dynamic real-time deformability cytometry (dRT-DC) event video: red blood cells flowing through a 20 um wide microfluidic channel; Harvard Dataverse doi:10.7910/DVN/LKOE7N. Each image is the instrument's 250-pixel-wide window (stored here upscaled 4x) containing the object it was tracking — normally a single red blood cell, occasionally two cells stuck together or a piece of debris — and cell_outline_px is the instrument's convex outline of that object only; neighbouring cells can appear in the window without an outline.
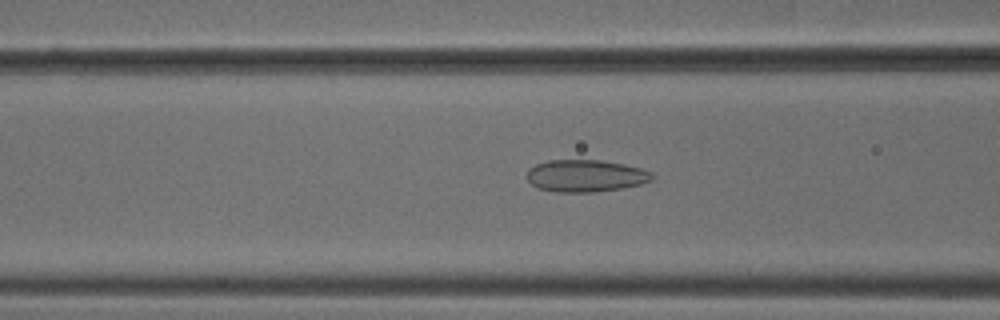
{"species": "common noctule bat (a hibernating species)", "species_latin": "Nyctalus noctula", "temperature_condition": "cold", "stored_images_in_passage": 53, "camera_frame_rate_fps": 3000, "um_per_image_px": 0.085, "animal": {"sex": "male", "body_mass_g": 18.8}, "frame": {"image": 1, "passage_image": 21, "time_ms": 6.667, "image_size_px": [1000, 320], "cell_outline_px": [[656, 176], [652, 180], [640, 184], [620, 188], [592, 192], [556, 192], [536, 188], [524, 176], [528, 168], [536, 164], [548, 160], [600, 160], [624, 164], [640, 168], [652, 172]], "centroid_in_image_um": [49.74, 14.94], "position_along_channel_um": 116.9, "area_um2": 23.64}}
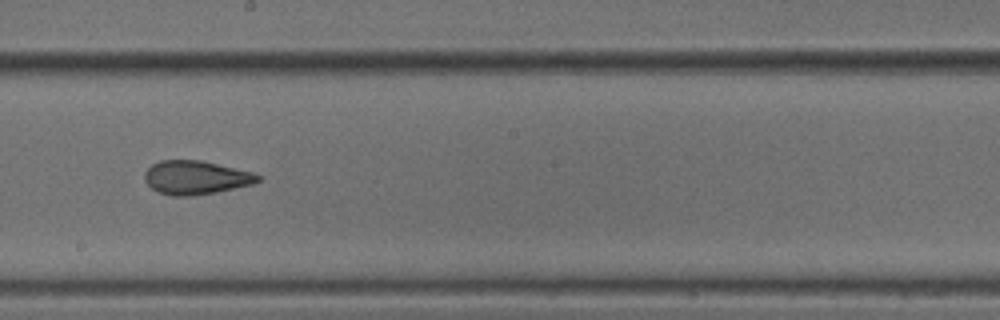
{"frame": {"image": 2, "passage_image": 30, "time_ms": 9.667, "image_size_px": [1000, 320], "cell_outline_px": [[260, 180], [256, 184], [216, 192], [192, 196], [172, 196], [156, 192], [144, 180], [144, 172], [152, 164], [160, 160], [200, 160], [252, 172], [260, 176]], "centroid_in_image_um": [16.63, 15.1], "position_along_channel_um": 231.6, "area_um2": 22.37}}
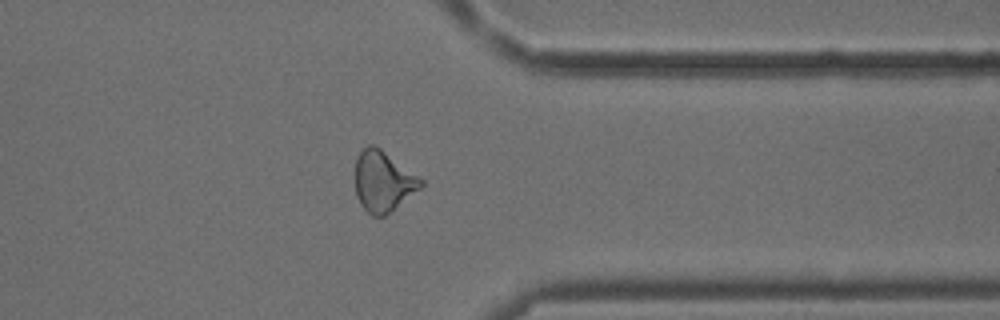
{"frame": {"image": 3, "passage_image": 42, "time_ms": 13.667, "image_size_px": [1000, 320], "cell_outline_px": [[424, 184], [420, 188], [384, 216], [372, 216], [360, 204], [356, 196], [352, 180], [356, 156], [368, 144], [372, 144], [380, 148], [424, 180]], "centroid_in_image_um": [32.49, 15.39], "position_along_channel_um": 378.9, "area_um2": 23.47}, "authors_computed_cell_mechanics": {"area_um2": 23.7558, "velocity_mm_per_s": 3.8158, "shape_relaxation_time_tau1_ms": null, "shape_relaxation_time_tau2_ms": 1.5055, "deformation_change_tau1": null, "deformation_change_tau2": 0.0943}}